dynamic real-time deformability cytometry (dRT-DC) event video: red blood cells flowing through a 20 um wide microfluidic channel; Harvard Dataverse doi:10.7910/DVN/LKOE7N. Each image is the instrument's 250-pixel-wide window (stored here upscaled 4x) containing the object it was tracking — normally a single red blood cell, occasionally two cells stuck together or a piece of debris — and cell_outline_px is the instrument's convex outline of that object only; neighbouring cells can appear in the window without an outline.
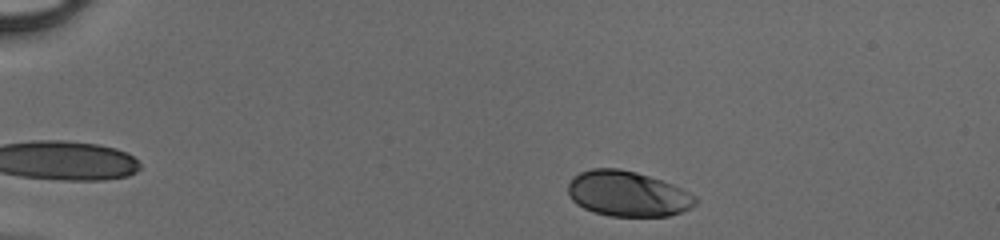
{"species": "human", "species_latin": "Homo sapiens", "temperature_condition": "cold", "stored_images_in_passage": 41, "camera_frame_rate_fps": 3000, "um_per_image_px": 0.085, "donor": {"sex": "male"}, "frame": {"image": 1, "passage_image": 2, "time_ms": 0.333, "image_size_px": [1000, 240], "cell_outline_px": [[696, 204], [692, 208], [668, 216], [608, 216], [592, 212], [576, 204], [568, 196], [568, 184], [572, 176], [580, 172], [592, 168], [620, 168], [636, 172], [672, 184], [696, 196]], "centroid_in_image_um": [53.31, 16.47], "position_along_channel_um": 31.7, "area_um2": 33.81}}
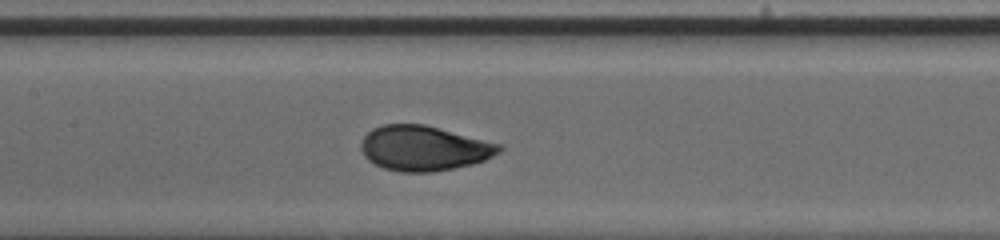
{"frame": {"image": 2, "passage_image": 18, "time_ms": 5.667, "image_size_px": [1000, 240], "cell_outline_px": [[504, 148], [500, 152], [484, 160], [472, 164], [432, 172], [400, 172], [384, 168], [368, 160], [364, 156], [360, 148], [360, 144], [364, 136], [372, 128], [380, 124], [424, 124], [504, 144]], "centroid_in_image_um": [36.04, 12.59], "position_along_channel_um": 171.4, "area_um2": 36.47}}
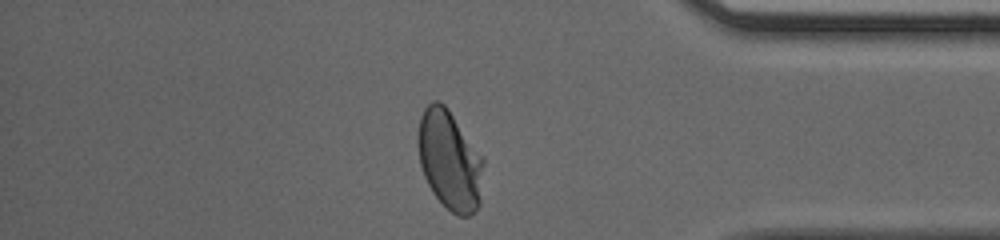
{"frame": {"image": 3, "passage_image": 35, "time_ms": 11.333, "image_size_px": [1000, 240], "cell_outline_px": [[484, 164], [480, 204], [468, 216], [456, 216], [432, 192], [424, 176], [420, 164], [416, 140], [420, 116], [424, 108], [432, 100], [440, 100], [448, 108], [484, 156]], "centroid_in_image_um": [38.22, 13.57], "position_along_channel_um": 397.0, "area_um2": 38.49}}